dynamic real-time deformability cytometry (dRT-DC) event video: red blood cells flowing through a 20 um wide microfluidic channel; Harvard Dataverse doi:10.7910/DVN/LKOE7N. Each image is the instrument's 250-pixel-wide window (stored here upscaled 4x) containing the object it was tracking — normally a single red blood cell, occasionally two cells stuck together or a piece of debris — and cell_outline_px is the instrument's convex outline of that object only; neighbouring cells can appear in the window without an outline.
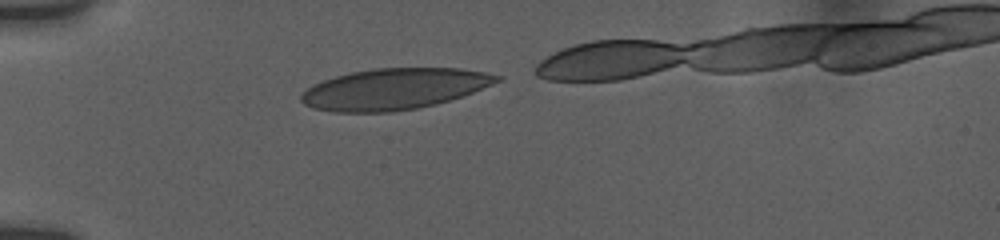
{"species": "human", "species_latin": "Homo sapiens", "temperature_condition": "room temperature", "stored_images_in_passage": 17, "camera_frame_rate_fps": 3000, "um_per_image_px": 0.085, "donor": {"sex": "female"}, "frame": {"image": 1, "passage_image": 1, "time_ms": 0.0, "image_size_px": [1000, 240], "cell_outline_px": [[504, 76], [500, 80], [492, 84], [472, 92], [436, 104], [416, 108], [392, 112], [336, 112], [312, 108], [304, 104], [300, 100], [300, 92], [312, 84], [336, 76], [352, 72], [372, 68], [460, 68], [488, 72]], "centroid_in_image_um": [33.47, 7.55], "position_along_channel_um": 51.5, "area_um2": 46.93}}
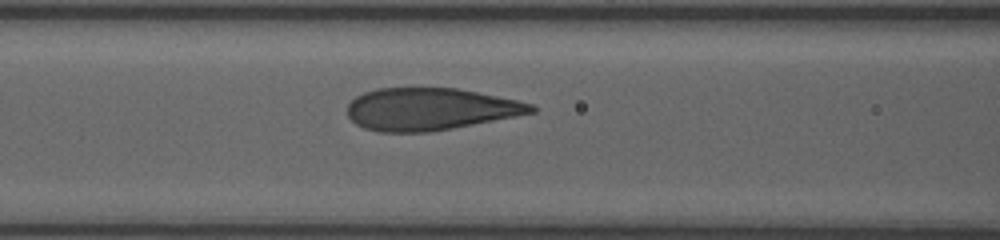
{"frame": {"image": 2, "passage_image": 9, "time_ms": 2.667, "image_size_px": [1000, 240], "cell_outline_px": [[536, 112], [516, 116], [452, 128], [428, 132], [380, 132], [364, 128], [356, 124], [348, 116], [348, 104], [356, 96], [364, 92], [380, 88], [456, 88], [516, 100], [532, 104], [536, 108]], "centroid_in_image_um": [36.53, 9.28], "position_along_channel_um": 130.1, "area_um2": 44.91}}
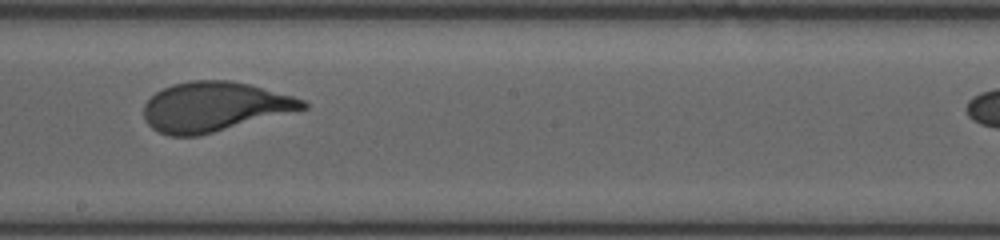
{"frame": {"image": 3, "passage_image": 17, "time_ms": 5.333, "image_size_px": [1000, 240], "cell_outline_px": [[308, 108], [196, 136], [168, 136], [152, 128], [144, 120], [144, 104], [156, 92], [172, 84], [192, 80], [228, 80], [248, 84], [292, 96], [304, 100], [308, 104]], "centroid_in_image_um": [18.18, 9.07], "position_along_channel_um": 230.0, "area_um2": 45.43}}